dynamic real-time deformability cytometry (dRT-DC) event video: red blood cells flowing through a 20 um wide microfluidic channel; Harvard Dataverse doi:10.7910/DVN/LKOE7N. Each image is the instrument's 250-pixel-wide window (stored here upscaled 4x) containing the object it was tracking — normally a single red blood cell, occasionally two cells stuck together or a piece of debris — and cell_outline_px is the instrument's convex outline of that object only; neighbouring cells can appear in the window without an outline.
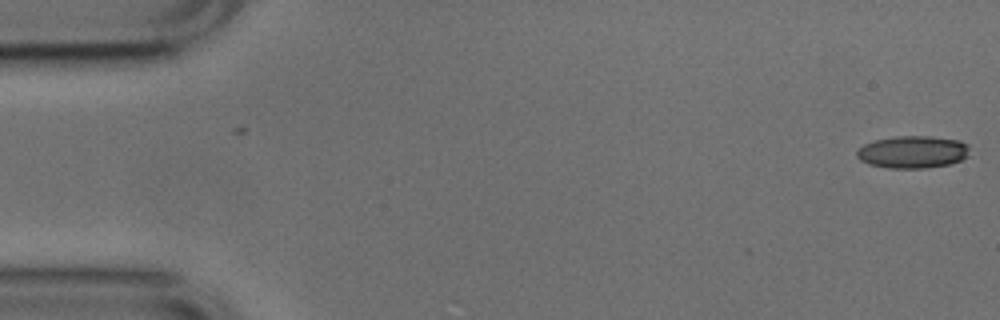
{"species": "common noctule bat (a hibernating species)", "species_latin": "Nyctalus noctula", "temperature_condition": "cold", "stored_images_in_passage": 2, "camera_frame_rate_fps": 3000, "um_per_image_px": 0.085, "animal": {"sex": "male", "body_mass_g": 17.9, "forearm_length_mm": 54.2}, "frame": {"image": 1, "passage_image": 2, "time_ms": 0.333, "image_size_px": [1000, 320], "cell_outline_px": [[968, 156], [960, 160], [948, 164], [924, 168], [888, 168], [868, 164], [860, 160], [856, 156], [856, 152], [864, 144], [876, 140], [896, 136], [928, 136], [960, 140], [968, 144]], "centroid_in_image_um": [77.57, 12.92], "position_along_channel_um": 7.4, "area_um2": 21.21}}